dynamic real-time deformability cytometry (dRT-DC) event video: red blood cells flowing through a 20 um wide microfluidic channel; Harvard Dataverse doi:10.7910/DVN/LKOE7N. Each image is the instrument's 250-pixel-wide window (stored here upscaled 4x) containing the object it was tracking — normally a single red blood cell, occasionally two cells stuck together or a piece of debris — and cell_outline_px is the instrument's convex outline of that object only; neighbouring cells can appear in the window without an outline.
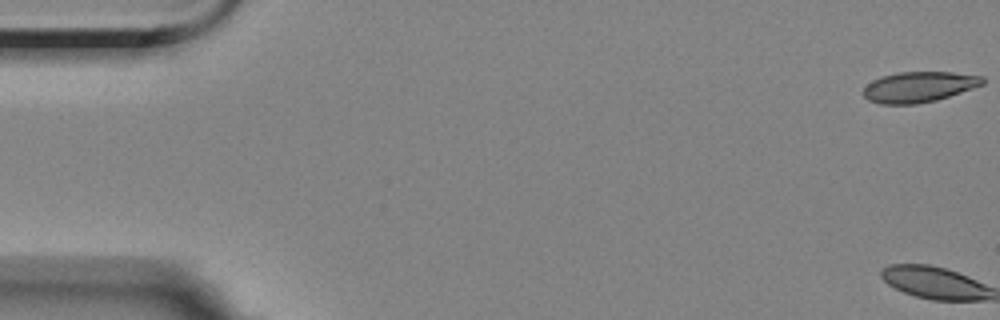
{"species": "Egyptian fruit bat (a non-hibernating species)", "species_latin": "Rousettus aegyptiacus", "temperature_condition": "room temperature", "stored_images_in_passage": 18, "camera_frame_rate_fps": 3000, "um_per_image_px": 0.085, "animal": {"sex": "female"}, "frame": {"image": 1, "passage_image": 1, "time_ms": 0.0, "image_size_px": [1000, 320], "cell_outline_px": [[984, 84], [936, 100], [916, 104], [880, 104], [868, 100], [864, 96], [864, 88], [872, 80], [880, 76], [896, 72], [952, 72], [984, 76]], "centroid_in_image_um": [78.09, 7.38], "position_along_channel_um": 6.9, "area_um2": 21.21}}